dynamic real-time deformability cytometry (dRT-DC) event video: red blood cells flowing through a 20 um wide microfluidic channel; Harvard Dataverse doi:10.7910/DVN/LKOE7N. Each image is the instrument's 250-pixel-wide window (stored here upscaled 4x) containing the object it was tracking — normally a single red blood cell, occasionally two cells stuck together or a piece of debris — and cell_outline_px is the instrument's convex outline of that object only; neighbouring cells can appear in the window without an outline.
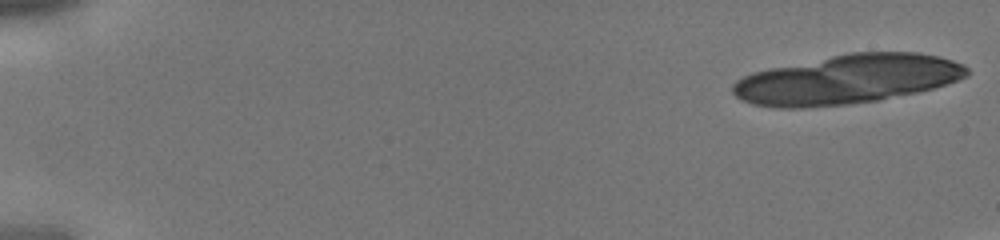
{"species": "human", "species_latin": "Homo sapiens", "temperature_condition": "cold", "stored_images_in_passage": 20, "camera_frame_rate_fps": 3000, "um_per_image_px": 0.085, "donor": {"sex": "male"}, "frame": {"image": 1, "passage_image": 1, "time_ms": 0.0, "image_size_px": [1000, 240], "cell_outline_px": [[968, 76], [932, 88], [916, 92], [880, 100], [848, 104], [800, 108], [776, 108], [752, 104], [740, 100], [732, 92], [732, 84], [736, 80], [752, 72], [852, 52], [916, 52], [936, 56], [952, 60], [964, 64], [968, 68]], "centroid_in_image_um": [71.99, 6.76], "position_along_channel_um": 13.0, "area_um2": 66.76}}
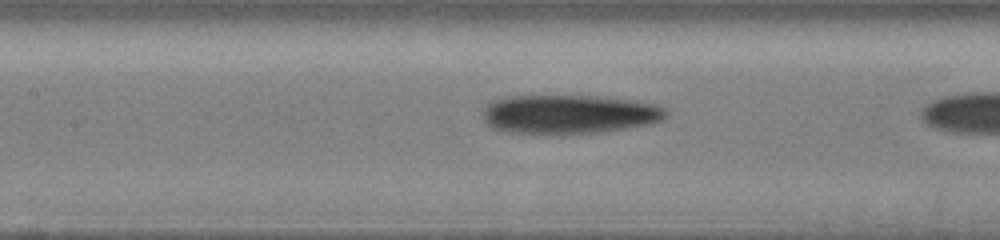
{"frame": {"image": 2, "passage_image": 19, "time_ms": 6.0, "image_size_px": [1000, 240], "cell_outline_px": [[668, 116], [664, 120], [652, 124], [628, 128], [600, 132], [508, 132], [492, 128], [484, 120], [484, 108], [488, 104], [496, 100], [508, 96], [596, 96], [632, 100], [656, 104], [668, 108]], "centroid_in_image_um": [48.47, 9.69], "position_along_channel_um": 158.9, "area_um2": 41.21}}